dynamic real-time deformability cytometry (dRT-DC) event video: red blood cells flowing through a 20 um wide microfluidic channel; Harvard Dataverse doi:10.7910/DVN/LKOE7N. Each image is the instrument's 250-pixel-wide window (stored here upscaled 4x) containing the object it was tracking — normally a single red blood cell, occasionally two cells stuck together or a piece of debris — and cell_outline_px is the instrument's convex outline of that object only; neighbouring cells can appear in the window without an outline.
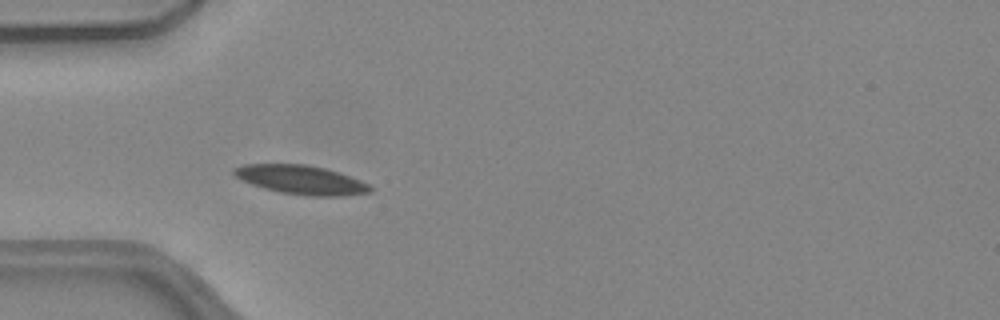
{"species": "common noctule bat (a hibernating species)", "species_latin": "Nyctalus noctula", "temperature_condition": "warm", "stored_images_in_passage": 13, "camera_frame_rate_fps": 3000, "um_per_image_px": 0.085, "animal": {"sex": "female", "body_mass_g": 24.6, "forearm_length_mm": 56.2}, "frame": {"image": 1, "passage_image": 4, "time_ms": 1.0, "image_size_px": [1000, 320], "cell_outline_px": [[372, 192], [344, 196], [308, 196], [280, 192], [264, 188], [252, 184], [236, 176], [232, 172], [232, 168], [244, 164], [308, 164], [324, 168], [360, 180], [368, 184], [372, 188]], "centroid_in_image_um": [25.59, 15.28], "position_along_channel_um": 59.4, "area_um2": 22.83}}